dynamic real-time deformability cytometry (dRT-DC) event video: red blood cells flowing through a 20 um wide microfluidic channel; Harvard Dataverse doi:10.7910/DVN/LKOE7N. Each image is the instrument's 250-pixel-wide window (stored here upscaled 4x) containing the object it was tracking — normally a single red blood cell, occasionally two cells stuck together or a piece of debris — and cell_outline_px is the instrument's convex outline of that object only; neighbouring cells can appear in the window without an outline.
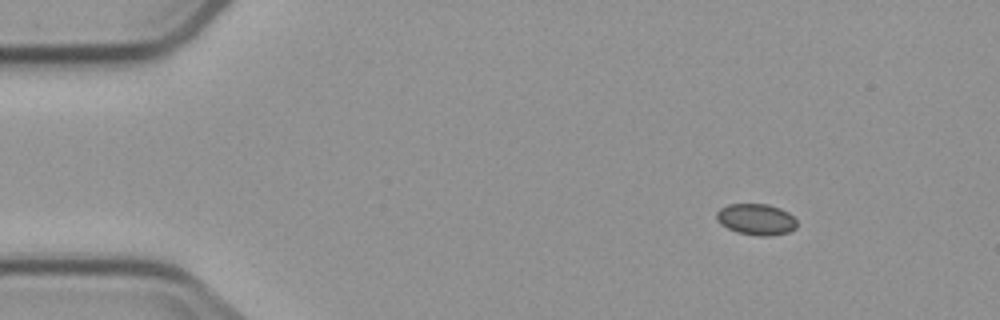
{"species": "common noctule bat (a hibernating species)", "species_latin": "Nyctalus noctula", "temperature_condition": "cold", "stored_images_in_passage": 6, "camera_frame_rate_fps": 3000, "um_per_image_px": 0.085, "animal": {"sex": "male", "body_mass_g": 23.1, "forearm_length_mm": 52.7}, "frame": {"image": 1, "passage_image": 1, "time_ms": 0.0, "image_size_px": [1000, 320], "cell_outline_px": [[796, 228], [788, 232], [772, 236], [760, 236], [736, 232], [720, 224], [716, 216], [716, 212], [720, 208], [728, 204], [768, 204], [780, 208], [788, 212], [796, 220]], "centroid_in_image_um": [64.27, 18.64], "position_along_channel_um": 20.7, "area_um2": 14.68}}
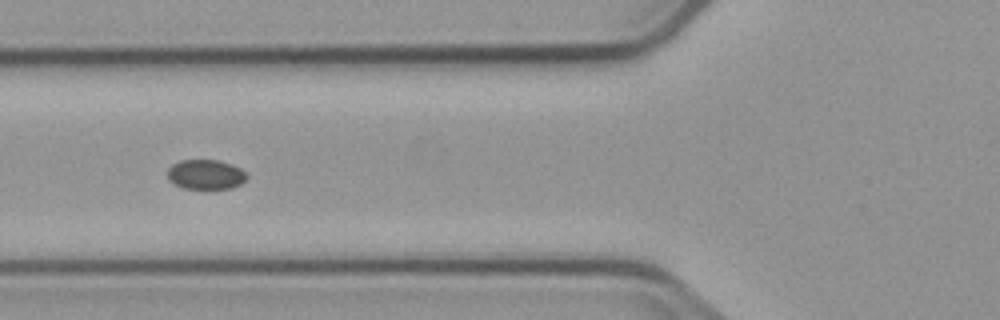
{"frame": {"image": 2, "passage_image": 5, "time_ms": 4.667, "image_size_px": [1000, 320], "cell_outline_px": [[248, 176], [240, 184], [232, 188], [184, 188], [172, 184], [168, 180], [168, 168], [172, 164], [180, 160], [216, 160], [232, 164], [240, 168]], "centroid_in_image_um": [17.45, 14.82], "position_along_channel_um": 108.4, "area_um2": 13.7}}
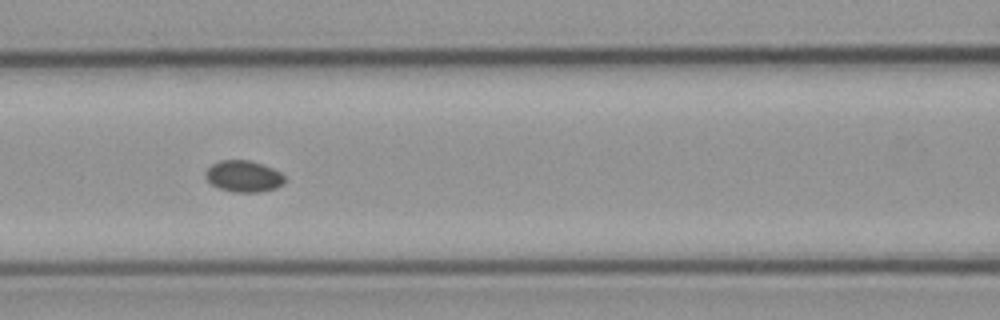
{"frame": {"image": 3, "passage_image": 6, "time_ms": 5.667, "image_size_px": [1000, 320], "cell_outline_px": [[284, 184], [276, 188], [260, 192], [232, 192], [220, 188], [212, 184], [204, 176], [208, 168], [212, 164], [220, 160], [248, 160], [272, 168], [280, 172], [284, 176]], "centroid_in_image_um": [20.71, 14.99], "position_along_channel_um": 145.9, "area_um2": 14.39}}